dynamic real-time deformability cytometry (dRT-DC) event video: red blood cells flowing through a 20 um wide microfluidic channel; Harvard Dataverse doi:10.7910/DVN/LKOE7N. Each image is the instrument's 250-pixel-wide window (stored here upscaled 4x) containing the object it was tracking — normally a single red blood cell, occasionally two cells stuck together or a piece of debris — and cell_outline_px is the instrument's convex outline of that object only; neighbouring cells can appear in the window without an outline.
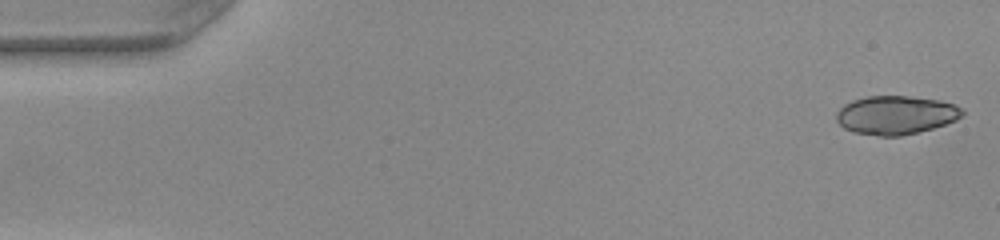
{"species": "common noctule bat (a hibernating species)", "species_latin": "Nyctalus noctula", "temperature_condition": "warm", "stored_images_in_passage": 49, "camera_frame_rate_fps": 3000, "um_per_image_px": 0.085, "animal": {"sex": "female", "body_mass_g": 22.0, "forearm_length_mm": 56.7}, "frame": {"image": 1, "passage_image": 1, "time_ms": 0.0, "image_size_px": [1000, 240], "cell_outline_px": [[964, 112], [956, 120], [932, 128], [900, 136], [880, 136], [852, 132], [844, 128], [836, 120], [836, 112], [844, 104], [852, 100], [868, 96], [908, 96], [940, 100], [952, 104], [960, 108]], "centroid_in_image_um": [76.1, 9.78], "position_along_channel_um": 8.9, "area_um2": 28.15}, "authors_computed_cell_mechanics": {"area_um2": 27.6862, "velocity_mm_per_s": 4.0655, "shape_relaxation_time_tau1_ms": 1.7869, "shape_relaxation_time_tau2_ms": 1.1376, "deformation_change_tau1": 0.3193, "deformation_change_tau2": 0.0793}}